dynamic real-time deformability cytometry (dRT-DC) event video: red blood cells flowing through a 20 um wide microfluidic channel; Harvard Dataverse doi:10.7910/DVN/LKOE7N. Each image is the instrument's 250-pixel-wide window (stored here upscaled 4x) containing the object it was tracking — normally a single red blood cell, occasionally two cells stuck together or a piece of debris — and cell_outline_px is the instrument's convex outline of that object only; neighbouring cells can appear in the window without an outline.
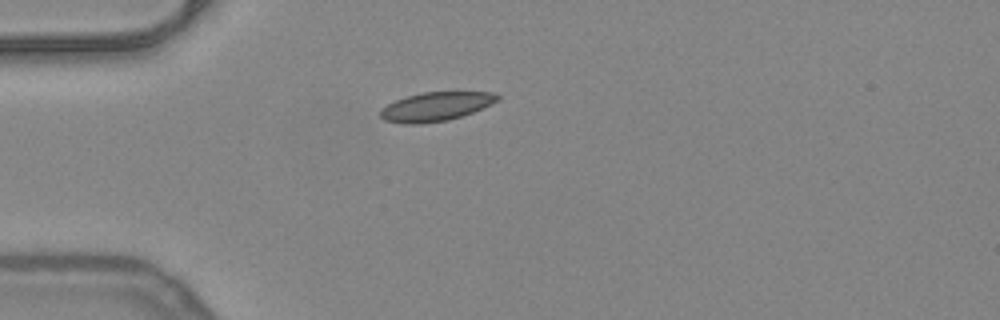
{"species": "common noctule bat (a hibernating species)", "species_latin": "Nyctalus noctula", "temperature_condition": "warm", "stored_images_in_passage": 34, "camera_frame_rate_fps": 3000, "um_per_image_px": 0.085, "animal": {"sex": "female", "body_mass_g": 24.6, "forearm_length_mm": 56.2}, "frame": {"image": 1, "passage_image": 1, "time_ms": 0.0, "image_size_px": [1000, 320], "cell_outline_px": [[500, 100], [492, 104], [472, 112], [448, 120], [420, 124], [404, 124], [384, 120], [380, 116], [380, 108], [396, 100], [408, 96], [424, 92], [496, 92], [500, 96]], "centroid_in_image_um": [37.06, 9.06], "position_along_channel_um": 47.9, "area_um2": 19.71}}
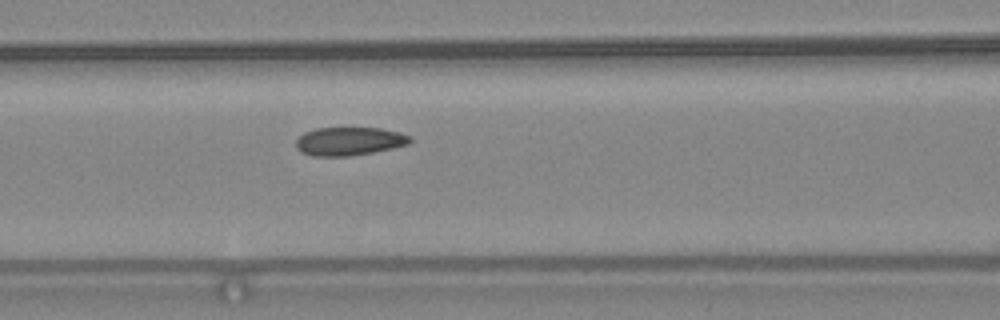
{"frame": {"image": 2, "passage_image": 9, "time_ms": 2.667, "image_size_px": [1000, 320], "cell_outline_px": [[412, 140], [408, 144], [392, 148], [352, 156], [312, 156], [300, 152], [296, 148], [296, 140], [304, 132], [316, 128], [380, 128], [400, 132], [412, 136]], "centroid_in_image_um": [29.68, 12.01], "position_along_channel_um": 136.9, "area_um2": 18.96}}
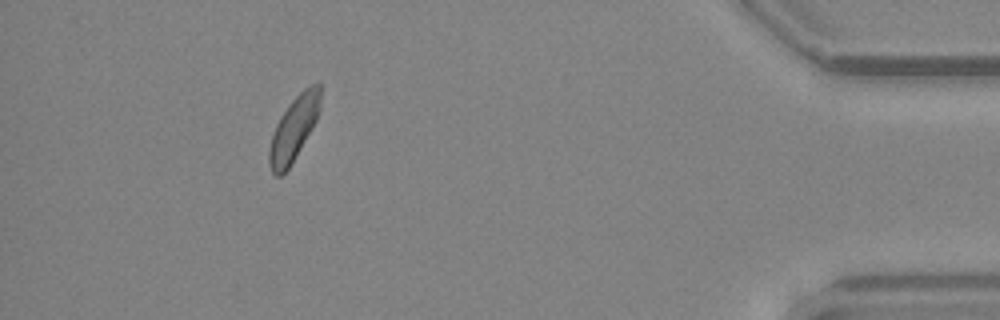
{"frame": {"image": 3, "passage_image": 34, "time_ms": 11.0, "image_size_px": [1000, 320], "cell_outline_px": [[320, 108], [316, 120], [312, 128], [288, 168], [280, 176], [276, 176], [272, 172], [268, 164], [268, 148], [276, 124], [280, 116], [288, 104], [308, 84], [320, 84]], "centroid_in_image_um": [24.95, 10.92], "position_along_channel_um": 410.3, "area_um2": 18.9}, "authors_computed_cell_mechanics": {"area_um2": 19.1318, "velocity_mm_per_s": 3.9725, "shape_relaxation_time_tau1_ms": 3.0026, "shape_relaxation_time_tau2_ms": null, "deformation_change_tau1": 0.0722, "deformation_change_tau2": null}}